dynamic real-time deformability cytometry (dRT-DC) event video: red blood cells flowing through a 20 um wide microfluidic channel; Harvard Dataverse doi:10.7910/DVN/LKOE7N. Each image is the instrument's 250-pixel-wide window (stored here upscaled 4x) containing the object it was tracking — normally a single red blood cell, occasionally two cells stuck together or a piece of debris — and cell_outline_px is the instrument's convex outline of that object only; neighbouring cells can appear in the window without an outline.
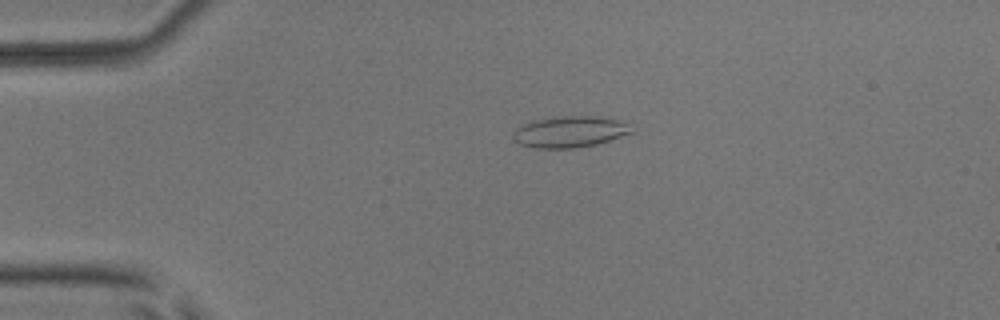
{"species": "common noctule bat (a hibernating species)", "species_latin": "Nyctalus noctula", "temperature_condition": "room temperature", "stored_images_in_passage": 52, "camera_frame_rate_fps": 3000, "um_per_image_px": 0.085, "animal": {"sex": "male", "body_mass_g": 17.9, "forearm_length_mm": 54.2}, "frame": {"image": 1, "passage_image": 11, "time_ms": 3.333, "image_size_px": [1000, 320], "cell_outline_px": [[636, 132], [596, 144], [572, 148], [536, 148], [520, 144], [512, 140], [512, 132], [520, 124], [552, 116], [596, 116], [616, 120], [624, 124]], "centroid_in_image_um": [48.35, 11.2], "position_along_channel_um": 36.6, "area_um2": 21.56}}
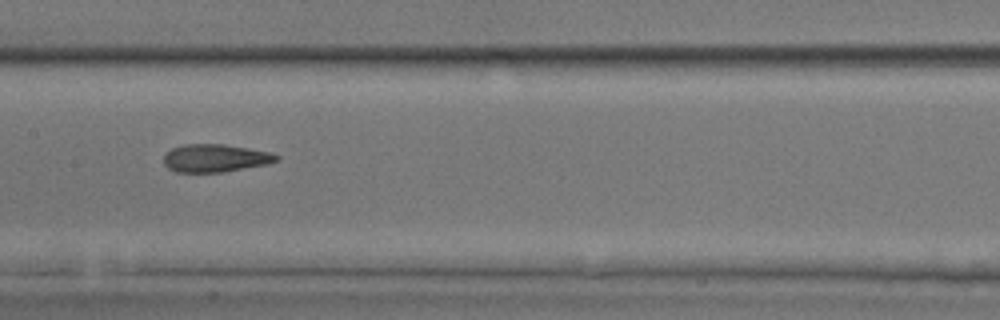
{"frame": {"image": 2, "passage_image": 26, "time_ms": 8.333, "image_size_px": [1000, 320], "cell_outline_px": [[280, 160], [268, 164], [224, 172], [176, 172], [168, 168], [164, 164], [164, 156], [172, 148], [184, 144], [224, 144], [272, 152], [280, 156]], "centroid_in_image_um": [18.34, 13.44], "position_along_channel_um": 189.1, "area_um2": 18.44}}
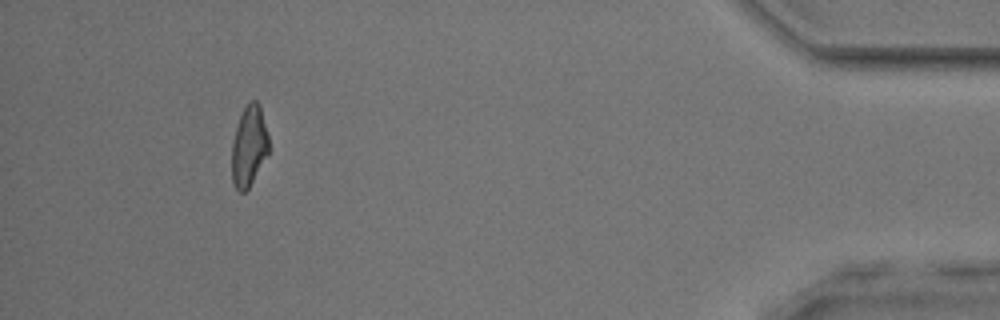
{"frame": {"image": 3, "passage_image": 48, "time_ms": 15.667, "image_size_px": [1000, 320], "cell_outline_px": [[268, 152], [248, 188], [244, 192], [240, 192], [236, 188], [232, 180], [232, 140], [236, 124], [244, 108], [252, 100], [256, 100], [260, 104], [268, 136]], "centroid_in_image_um": [21.14, 12.39], "position_along_channel_um": 414.1, "area_um2": 17.11}, "authors_computed_cell_mechanics": {"area_um2": 18.8139, "velocity_mm_per_s": 3.9165, "shape_relaxation_time_tau1_ms": 11.0807, "shape_relaxation_time_tau2_ms": 2.2722, "deformation_change_tau1": 0.2224, "deformation_change_tau2": 0.0971}}